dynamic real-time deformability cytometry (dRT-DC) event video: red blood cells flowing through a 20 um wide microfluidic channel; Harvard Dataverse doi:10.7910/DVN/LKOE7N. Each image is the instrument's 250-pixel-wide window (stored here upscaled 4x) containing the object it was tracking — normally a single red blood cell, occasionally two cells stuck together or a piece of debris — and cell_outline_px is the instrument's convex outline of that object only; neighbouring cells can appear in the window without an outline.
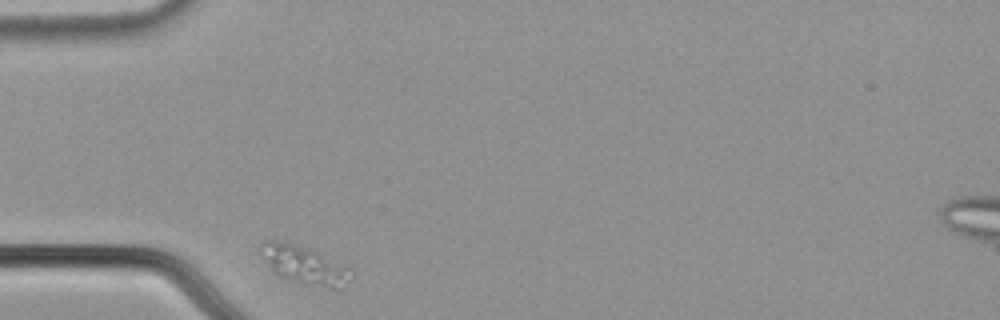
{"species": "common noctule bat (a hibernating species)", "species_latin": "Nyctalus noctula", "temperature_condition": "cold", "stored_images_in_passage": 7, "camera_frame_rate_fps": 3000, "um_per_image_px": 0.085, "animal": {"sex": "male", "body_mass_g": 21.5, "forearm_length_mm": 52.0}, "frame": {"image": 1, "passage_image": 1, "time_ms": 0.0, "image_size_px": [1000, 320], "cell_outline_px": [[352, 276], [344, 288], [336, 292], [296, 280], [284, 276], [276, 272], [268, 264], [264, 256], [260, 244], [264, 240], [272, 240], [292, 244], [316, 252], [344, 264], [352, 268]], "centroid_in_image_um": [26.02, 22.57], "position_along_channel_um": 59.0, "area_um2": 19.48}}